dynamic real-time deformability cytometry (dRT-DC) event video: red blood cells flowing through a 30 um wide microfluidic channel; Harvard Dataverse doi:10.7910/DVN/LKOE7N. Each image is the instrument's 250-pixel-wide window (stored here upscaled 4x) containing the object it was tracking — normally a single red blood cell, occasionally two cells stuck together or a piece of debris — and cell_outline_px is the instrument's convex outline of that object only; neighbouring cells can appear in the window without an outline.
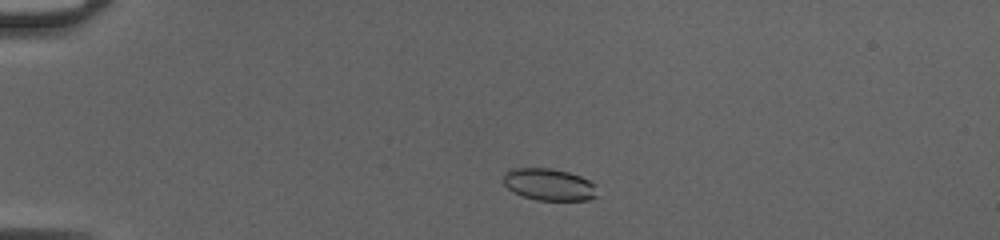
{"species": "common noctule bat (a hibernating species)", "species_latin": "Nyctalus noctula", "temperature_condition": "cold", "stored_images_in_passage": 44, "camera_frame_rate_fps": 3000, "um_per_image_px": 0.085, "animal": {"sex": "female", "body_mass_g": 20.0, "forearm_length_mm": 54.0}, "frame": {"image": 1, "passage_image": 6, "time_ms": 1.667, "image_size_px": [1000, 240], "cell_outline_px": [[596, 196], [588, 200], [536, 200], [512, 192], [504, 184], [504, 172], [508, 168], [552, 168], [568, 172], [580, 176], [596, 184]], "centroid_in_image_um": [46.64, 15.67], "position_along_channel_um": 38.4, "area_um2": 17.57}}
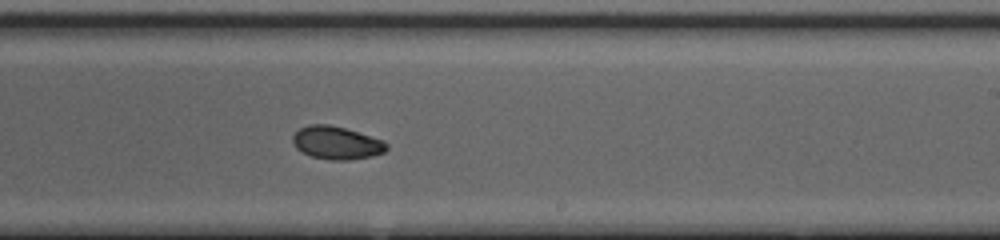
{"frame": {"image": 2, "passage_image": 26, "time_ms": 8.333, "image_size_px": [1000, 240], "cell_outline_px": [[388, 148], [384, 152], [372, 156], [348, 160], [328, 160], [312, 156], [296, 148], [292, 140], [292, 136], [300, 128], [308, 124], [328, 124], [344, 128], [384, 140], [388, 144]], "centroid_in_image_um": [28.62, 12.14], "position_along_channel_um": 260.4, "area_um2": 17.98}}
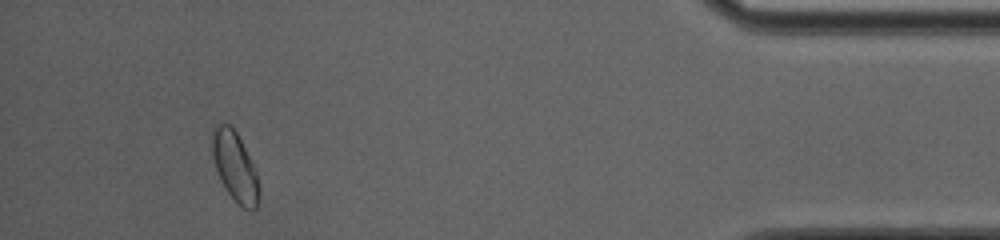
{"frame": {"image": 3, "passage_image": 41, "time_ms": 13.333, "image_size_px": [1000, 240], "cell_outline_px": [[260, 192], [256, 208], [252, 212], [244, 208], [228, 192], [220, 180], [212, 156], [208, 136], [212, 128], [220, 120], [228, 124], [236, 132], [256, 172], [260, 184]], "centroid_in_image_um": [19.92, 14.1], "position_along_channel_um": 415.3, "area_um2": 19.25}, "authors_computed_cell_mechanics": {"area_um2": 18.4093, "velocity_mm_per_s": 4.159, "shape_relaxation_time_tau1_ms": 4.538, "shape_relaxation_time_tau2_ms": 2.13, "deformation_change_tau1": 0.1122, "deformation_change_tau2": 0.0417}}